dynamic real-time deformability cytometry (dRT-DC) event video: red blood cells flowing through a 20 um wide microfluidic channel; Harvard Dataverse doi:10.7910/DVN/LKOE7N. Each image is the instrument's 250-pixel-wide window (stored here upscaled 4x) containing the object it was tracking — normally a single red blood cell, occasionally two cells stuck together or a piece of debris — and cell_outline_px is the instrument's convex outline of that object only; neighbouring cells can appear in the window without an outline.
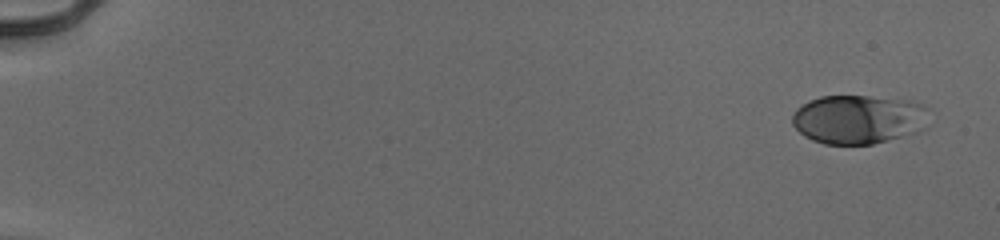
{"species": "human", "species_latin": "Homo sapiens", "temperature_condition": "cold", "stored_images_in_passage": 52, "camera_frame_rate_fps": 3000, "um_per_image_px": 0.085, "donor": {"sex": "male"}, "frame": {"image": 1, "passage_image": 1, "time_ms": 0.0, "image_size_px": [1000, 240], "cell_outline_px": [[920, 104], [912, 132], [900, 136], [872, 144], [824, 144], [812, 140], [804, 136], [792, 124], [792, 116], [796, 108], [808, 100], [820, 96], [868, 96]], "centroid_in_image_um": [72.61, 10.15], "position_along_channel_um": 12.4, "area_um2": 36.65}}
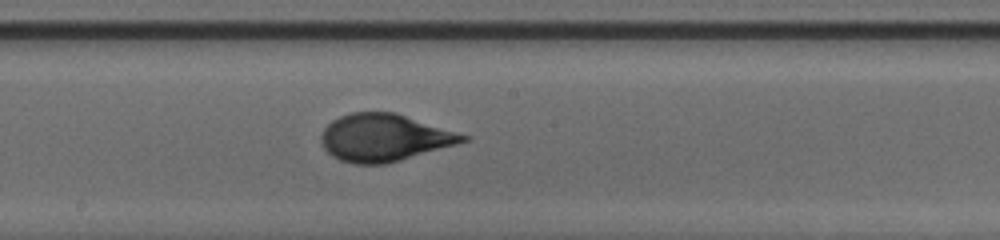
{"frame": {"image": 2, "passage_image": 30, "time_ms": 9.667, "image_size_px": [1000, 240], "cell_outline_px": [[472, 136], [468, 140], [456, 144], [400, 160], [384, 164], [352, 164], [340, 160], [332, 156], [324, 148], [320, 140], [320, 136], [324, 128], [332, 120], [340, 116], [352, 112], [396, 112]], "centroid_in_image_um": [32.66, 11.69], "position_along_channel_um": 215.5, "area_um2": 39.19}}
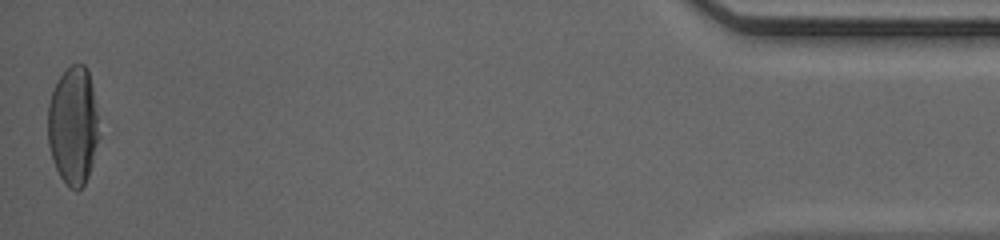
{"frame": {"image": 3, "passage_image": 52, "time_ms": 17.0, "image_size_px": [1000, 240], "cell_outline_px": [[100, 136], [92, 164], [88, 176], [84, 184], [76, 192], [68, 188], [60, 176], [52, 160], [48, 144], [48, 104], [56, 80], [72, 64], [84, 64], [88, 68], [92, 88]], "centroid_in_image_um": [6.21, 10.72], "position_along_channel_um": 429.0, "area_um2": 35.43}, "authors_computed_cell_mechanics": {"area_um2": 37.57, "velocity_mm_per_s": 3.9623, "shape_relaxation_time_tau1_ms": 3.3541, "shape_relaxation_time_tau2_ms": null, "deformation_change_tau1": 0.1928, "deformation_change_tau2": null}}